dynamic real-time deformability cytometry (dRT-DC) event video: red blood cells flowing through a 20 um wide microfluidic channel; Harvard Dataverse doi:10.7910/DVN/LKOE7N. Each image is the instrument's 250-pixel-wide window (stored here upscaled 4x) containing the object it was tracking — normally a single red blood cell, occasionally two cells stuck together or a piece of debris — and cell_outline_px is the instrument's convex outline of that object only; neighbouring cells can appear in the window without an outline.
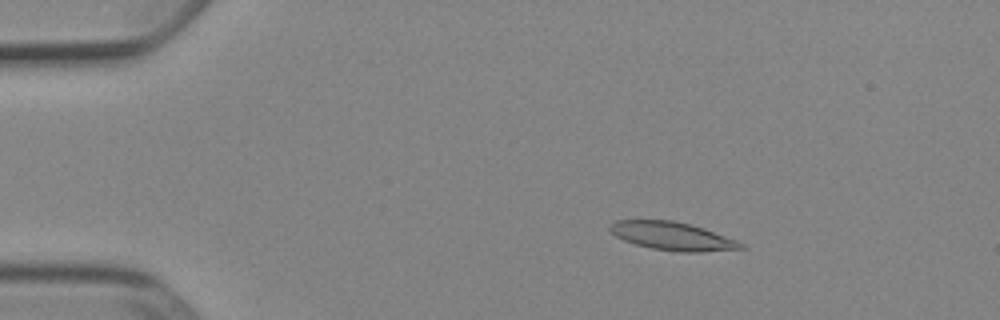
{"species": "Egyptian fruit bat (a non-hibernating species)", "species_latin": "Rousettus aegyptiacus", "temperature_condition": "cold", "stored_images_in_passage": 51, "camera_frame_rate_fps": 3000, "um_per_image_px": 0.085, "animal": {"sex": "female"}, "frame": {"image": 1, "passage_image": 8, "time_ms": 2.333, "image_size_px": [1000, 320], "cell_outline_px": [[748, 248], [700, 252], [680, 252], [652, 248], [636, 244], [624, 240], [616, 236], [608, 228], [608, 224], [616, 220], [672, 220], [704, 228], [736, 240], [744, 244]], "centroid_in_image_um": [57.15, 20.07], "position_along_channel_um": 27.8, "area_um2": 21.44}}
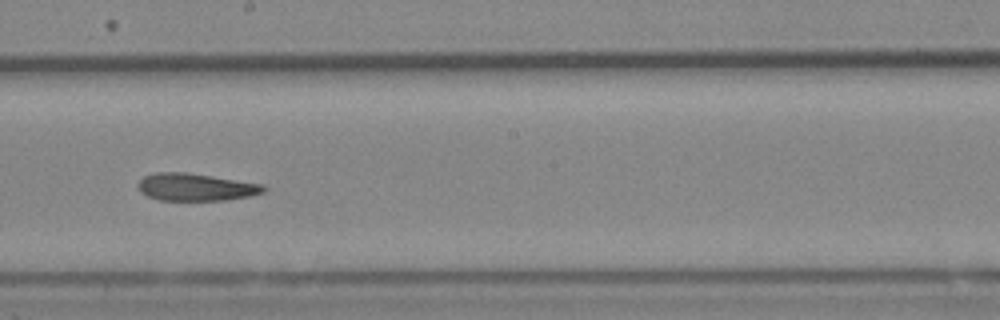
{"frame": {"image": 2, "passage_image": 29, "time_ms": 9.333, "image_size_px": [1000, 320], "cell_outline_px": [[268, 188], [264, 192], [248, 196], [228, 200], [160, 200], [148, 196], [140, 192], [136, 188], [136, 184], [144, 176], [156, 172], [184, 172], [212, 176], [264, 184]], "centroid_in_image_um": [16.62, 15.9], "position_along_channel_um": 231.6, "area_um2": 20.17}}
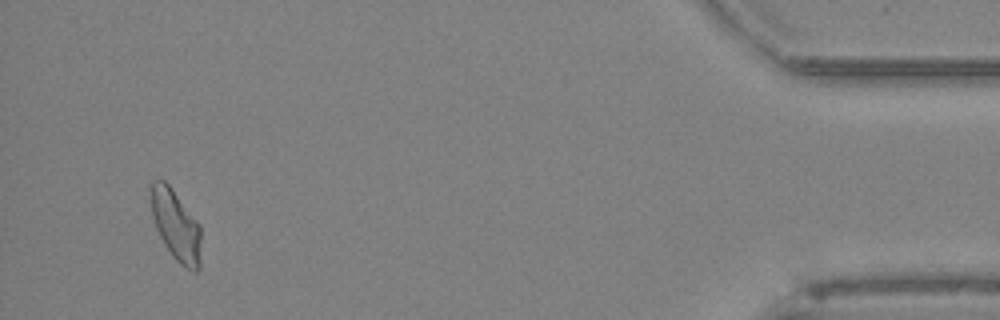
{"frame": {"image": 3, "passage_image": 49, "time_ms": 16.0, "image_size_px": [1000, 320], "cell_outline_px": [[200, 268], [196, 272], [192, 272], [180, 264], [172, 256], [164, 244], [156, 228], [152, 216], [152, 184], [156, 180], [164, 180], [172, 188], [200, 224]], "centroid_in_image_um": [14.98, 19.2], "position_along_channel_um": 420.2, "area_um2": 20.46}, "authors_computed_cell_mechanics": {"area_um2": 20.7502, "velocity_mm_per_s": 3.885, "shape_relaxation_time_tau1_ms": 7.4151, "shape_relaxation_time_tau2_ms": 5.6557, "deformation_change_tau1": 0.1907, "deformation_change_tau2": 0.1417}}